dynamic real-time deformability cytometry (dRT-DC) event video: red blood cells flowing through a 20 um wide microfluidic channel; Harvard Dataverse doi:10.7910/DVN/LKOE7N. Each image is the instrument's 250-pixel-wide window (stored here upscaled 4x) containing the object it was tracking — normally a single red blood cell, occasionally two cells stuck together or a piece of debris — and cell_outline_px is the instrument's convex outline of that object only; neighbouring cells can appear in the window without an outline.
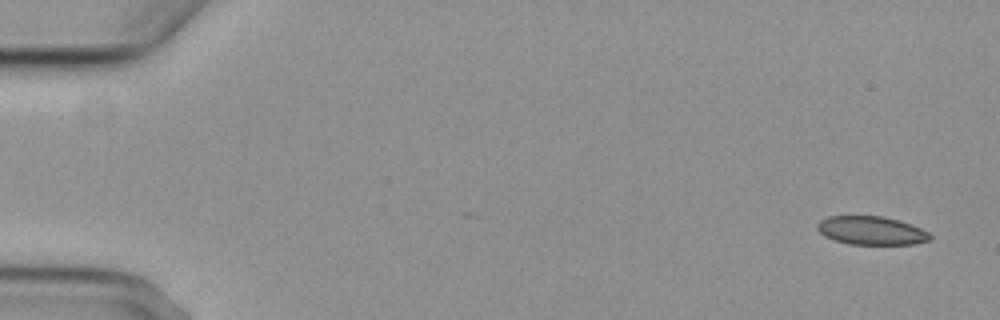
{"species": "common noctule bat (a hibernating species)", "species_latin": "Nyctalus noctula", "temperature_condition": "cold", "stored_images_in_passage": 7, "camera_frame_rate_fps": 3000, "um_per_image_px": 0.085, "animal": {"sex": "female", "body_mass_g": 29.2, "forearm_length_mm": 56.3}, "frame": {"image": 1, "passage_image": 1, "time_ms": 0.0, "image_size_px": [1000, 320], "cell_outline_px": [[932, 240], [916, 244], [848, 244], [824, 236], [816, 228], [816, 224], [820, 220], [828, 216], [884, 216], [900, 220], [920, 228], [928, 232], [932, 236]], "centroid_in_image_um": [74.07, 19.59], "position_along_channel_um": 10.9, "area_um2": 18.84}}
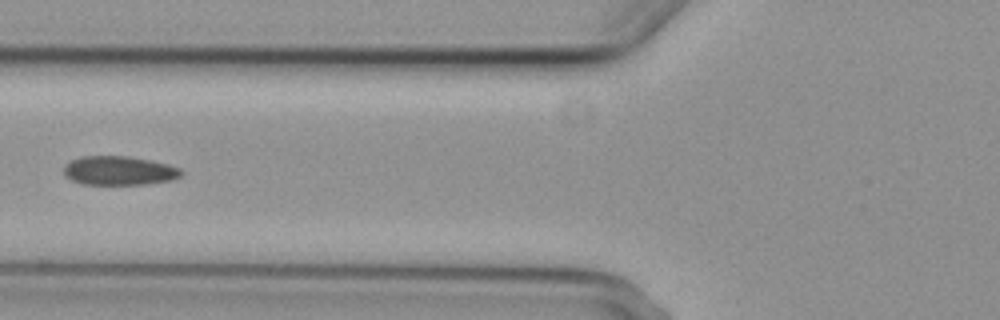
{"frame": {"image": 2, "passage_image": 6, "time_ms": 6.667, "image_size_px": [1000, 320], "cell_outline_px": [[184, 172], [180, 176], [172, 180], [148, 184], [80, 184], [64, 176], [64, 164], [80, 156], [128, 156], [152, 160], [168, 164], [180, 168]], "centroid_in_image_um": [10.12, 14.5], "position_along_channel_um": 115.7, "area_um2": 20.06}}
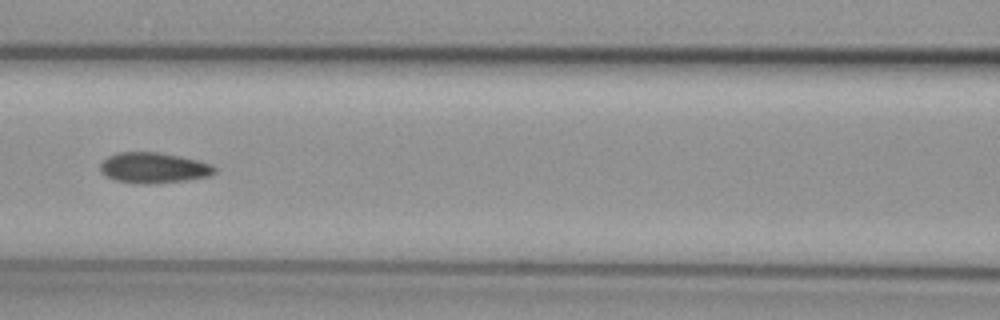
{"frame": {"image": 3, "passage_image": 7, "time_ms": 7.667, "image_size_px": [1000, 320], "cell_outline_px": [[216, 172], [208, 176], [188, 180], [156, 184], [132, 184], [116, 180], [104, 176], [100, 172], [100, 164], [108, 156], [120, 152], [156, 152], [180, 156], [212, 164], [216, 168]], "centroid_in_image_um": [13.04, 14.28], "position_along_channel_um": 153.6, "area_um2": 20.63}}